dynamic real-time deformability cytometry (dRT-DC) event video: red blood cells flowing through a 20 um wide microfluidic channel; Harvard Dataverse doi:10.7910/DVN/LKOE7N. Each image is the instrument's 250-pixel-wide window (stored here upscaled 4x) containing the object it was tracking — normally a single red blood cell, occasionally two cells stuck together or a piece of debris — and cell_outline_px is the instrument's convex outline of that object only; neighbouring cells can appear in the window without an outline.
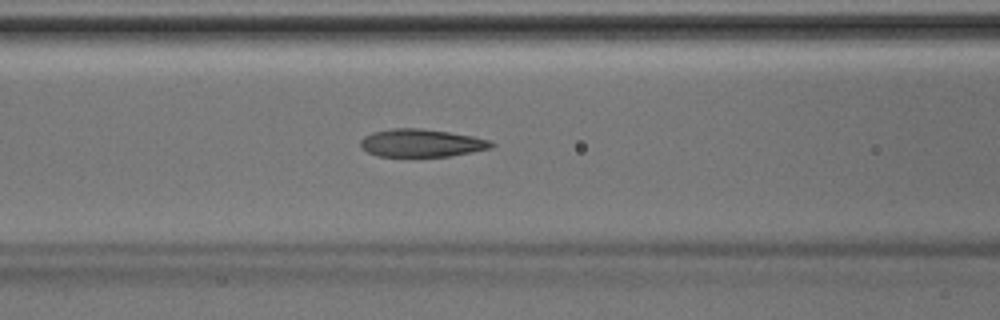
{"species": "Egyptian fruit bat (a non-hibernating species)", "species_latin": "Rousettus aegyptiacus", "temperature_condition": "room temperature", "stored_images_in_passage": 43, "camera_frame_rate_fps": 3000, "um_per_image_px": 0.085, "animal": {"sex": "male"}, "frame": {"image": 1, "passage_image": 17, "time_ms": 5.333, "image_size_px": [1000, 320], "cell_outline_px": [[496, 144], [492, 148], [472, 152], [448, 156], [376, 156], [360, 148], [360, 140], [364, 136], [372, 132], [392, 128], [420, 128], [448, 132], [472, 136], [492, 140]], "centroid_in_image_um": [35.82, 12.15], "position_along_channel_um": 130.8, "area_um2": 21.33}}
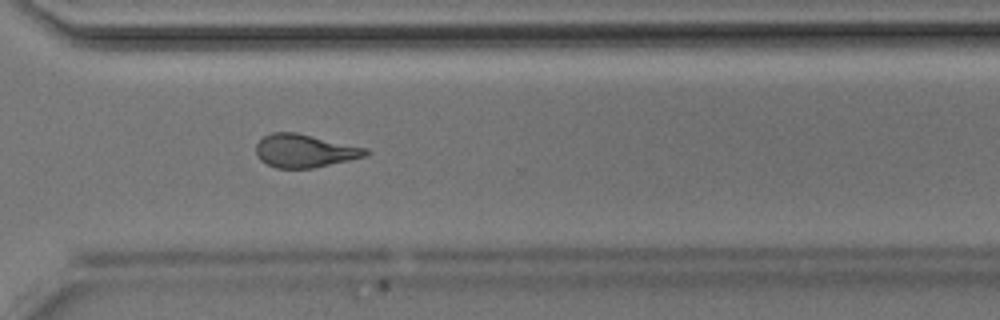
{"frame": {"image": 2, "passage_image": 31, "time_ms": 10.0, "image_size_px": [1000, 320], "cell_outline_px": [[372, 152], [368, 156], [312, 168], [276, 168], [260, 160], [256, 156], [256, 144], [264, 136], [272, 132], [296, 132], [368, 148]], "centroid_in_image_um": [25.92, 12.82], "position_along_channel_um": 344.7, "area_um2": 21.33}}
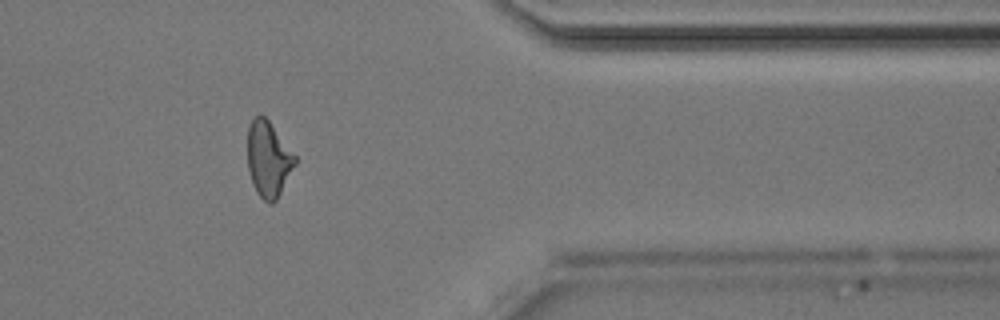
{"frame": {"image": 3, "passage_image": 35, "time_ms": 11.333, "image_size_px": [1000, 320], "cell_outline_px": [[296, 164], [276, 200], [272, 204], [268, 204], [256, 192], [252, 184], [248, 168], [248, 128], [252, 120], [256, 116], [264, 116], [268, 120], [296, 156]], "centroid_in_image_um": [22.81, 13.56], "position_along_channel_um": 388.6, "area_um2": 20.69}}